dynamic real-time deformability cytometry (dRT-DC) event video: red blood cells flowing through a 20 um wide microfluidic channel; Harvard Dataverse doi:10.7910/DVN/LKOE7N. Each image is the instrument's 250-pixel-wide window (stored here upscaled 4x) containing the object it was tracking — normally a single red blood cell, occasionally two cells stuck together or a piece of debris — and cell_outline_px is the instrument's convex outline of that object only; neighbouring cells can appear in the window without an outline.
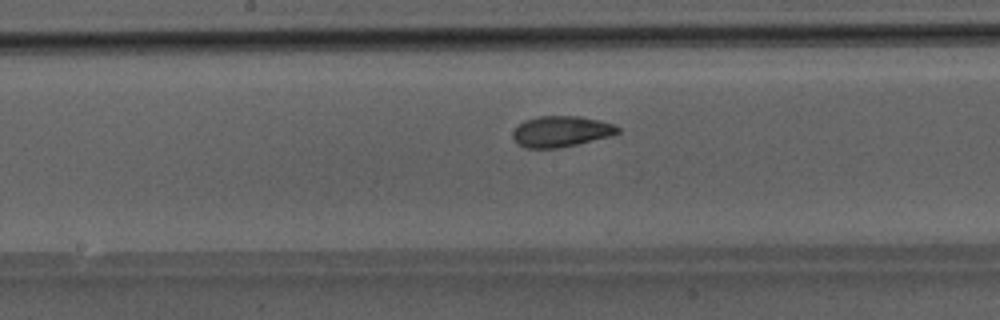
{"species": "Egyptian fruit bat (a non-hibernating species)", "species_latin": "Rousettus aegyptiacus", "temperature_condition": "room temperature", "stored_images_in_passage": 37, "camera_frame_rate_fps": 3000, "um_per_image_px": 0.085, "animal": {"sex": "male"}, "frame": {"image": 1, "passage_image": 15, "time_ms": 4.667, "image_size_px": [1000, 320], "cell_outline_px": [[620, 132], [612, 136], [560, 148], [524, 148], [512, 136], [512, 132], [524, 120], [540, 116], [580, 116], [600, 120], [616, 124], [620, 128]], "centroid_in_image_um": [47.75, 11.17], "position_along_channel_um": 200.5, "area_um2": 19.02}}
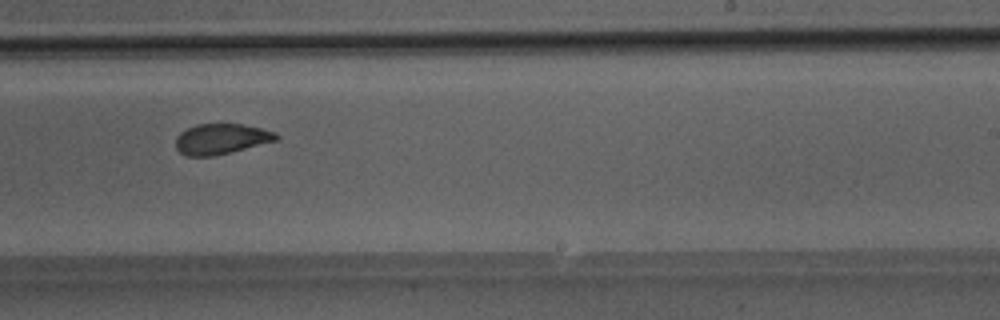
{"frame": {"image": 2, "passage_image": 20, "time_ms": 6.333, "image_size_px": [1000, 320], "cell_outline_px": [[280, 136], [276, 140], [212, 156], [184, 156], [176, 148], [176, 136], [180, 132], [196, 124], [244, 124], [276, 132]], "centroid_in_image_um": [18.76, 11.8], "position_along_channel_um": 270.2, "area_um2": 17.63}}
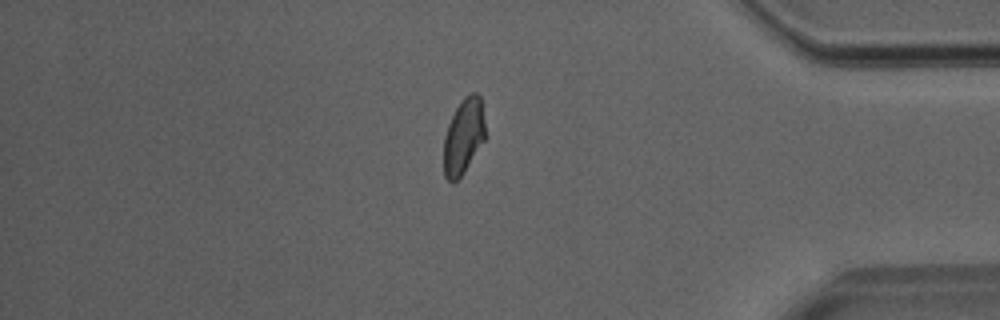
{"frame": {"image": 3, "passage_image": 31, "time_ms": 10.0, "image_size_px": [1000, 320], "cell_outline_px": [[488, 136], [464, 172], [452, 184], [444, 176], [444, 136], [448, 124], [460, 100], [464, 96], [472, 92], [476, 92], [480, 96]], "centroid_in_image_um": [39.44, 11.57], "position_along_channel_um": 395.8, "area_um2": 18.73}}